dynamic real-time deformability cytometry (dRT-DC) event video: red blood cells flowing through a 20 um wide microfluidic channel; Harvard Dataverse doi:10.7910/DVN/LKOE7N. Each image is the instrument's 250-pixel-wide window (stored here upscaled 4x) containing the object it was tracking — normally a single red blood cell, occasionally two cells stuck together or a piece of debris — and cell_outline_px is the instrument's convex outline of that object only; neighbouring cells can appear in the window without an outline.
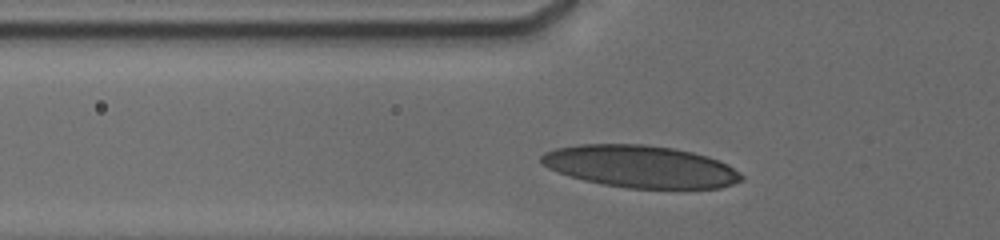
{"species": "human", "species_latin": "Homo sapiens", "temperature_condition": "cold", "stored_images_in_passage": 29, "camera_frame_rate_fps": 3000, "um_per_image_px": 0.085, "donor": {"sex": "male"}, "frame": {"image": 1, "passage_image": 3, "time_ms": 1.333, "image_size_px": [1000, 240], "cell_outline_px": [[744, 176], [740, 180], [732, 184], [720, 188], [628, 188], [604, 184], [584, 180], [568, 176], [556, 172], [548, 168], [540, 160], [540, 156], [544, 152], [556, 148], [580, 144], [644, 144], [672, 148], [692, 152], [708, 156], [728, 164], [740, 172]], "centroid_in_image_um": [54.43, 14.15], "position_along_channel_um": 71.4, "area_um2": 49.19}}
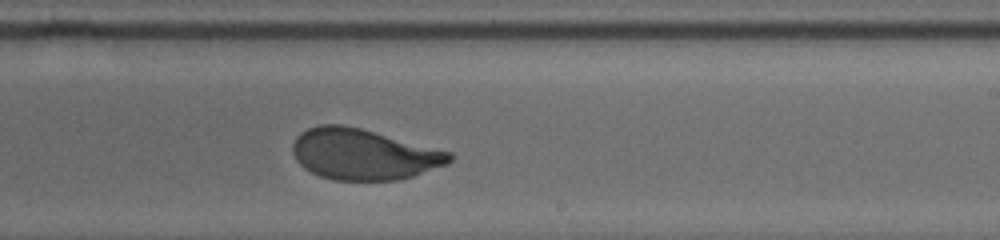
{"frame": {"image": 2, "passage_image": 17, "time_ms": 6.333, "image_size_px": [1000, 240], "cell_outline_px": [[456, 156], [448, 164], [412, 176], [396, 180], [332, 180], [320, 176], [304, 168], [296, 160], [292, 152], [292, 144], [296, 136], [300, 132], [308, 128], [320, 124], [340, 124], [360, 128], [452, 152]], "centroid_in_image_um": [30.89, 13.11], "position_along_channel_um": 258.1, "area_um2": 46.59}}
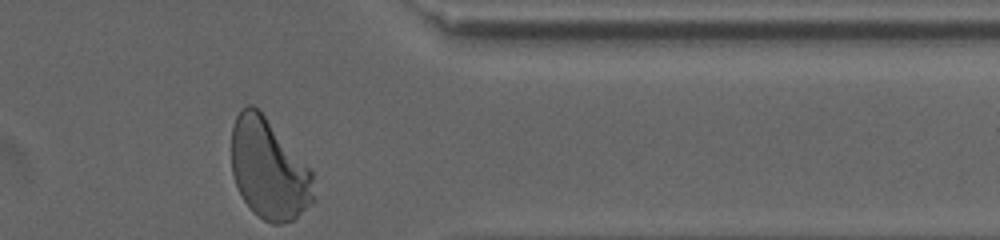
{"frame": {"image": 3, "passage_image": 29, "time_ms": 10.0, "image_size_px": [1000, 240], "cell_outline_px": [[316, 200], [292, 220], [280, 224], [272, 224], [264, 220], [252, 212], [244, 200], [236, 184], [232, 172], [232, 124], [236, 116], [248, 104], [252, 104], [264, 116], [312, 168]], "centroid_in_image_um": [22.88, 14.41], "position_along_channel_um": 388.5, "area_um2": 48.21}, "authors_computed_cell_mechanics": {"area_um2": 47.1648, "velocity_mm_per_s": 3.7747, "shape_relaxation_time_tau1_ms": 3.9712, "shape_relaxation_time_tau2_ms": null, "deformation_change_tau1": 0.1701, "deformation_change_tau2": null}}